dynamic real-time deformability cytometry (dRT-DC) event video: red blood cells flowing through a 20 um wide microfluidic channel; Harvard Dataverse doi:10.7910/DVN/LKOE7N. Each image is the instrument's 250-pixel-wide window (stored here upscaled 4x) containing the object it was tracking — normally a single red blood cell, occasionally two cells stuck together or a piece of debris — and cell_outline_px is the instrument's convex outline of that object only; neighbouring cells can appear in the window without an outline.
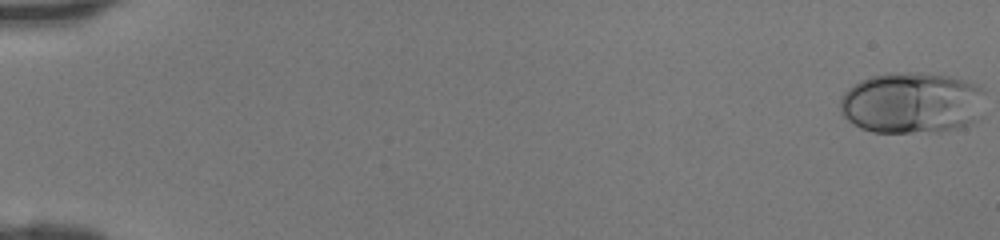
{"species": "human", "species_latin": "Homo sapiens", "temperature_condition": "room temperature", "stored_images_in_passage": 46, "camera_frame_rate_fps": 3000, "um_per_image_px": 0.085, "donor": {"sex": "female"}, "frame": {"image": 1, "passage_image": 1, "time_ms": 0.0, "image_size_px": [1000, 240], "cell_outline_px": [[984, 92], [980, 120], [964, 128], [940, 132], [872, 132], [860, 128], [848, 120], [840, 112], [840, 100], [844, 92], [848, 88], [860, 80], [872, 76], [892, 72], [920, 72], [956, 76], [976, 84], [984, 88]], "centroid_in_image_um": [77.57, 8.74], "position_along_channel_um": 7.4, "area_um2": 53.06}}
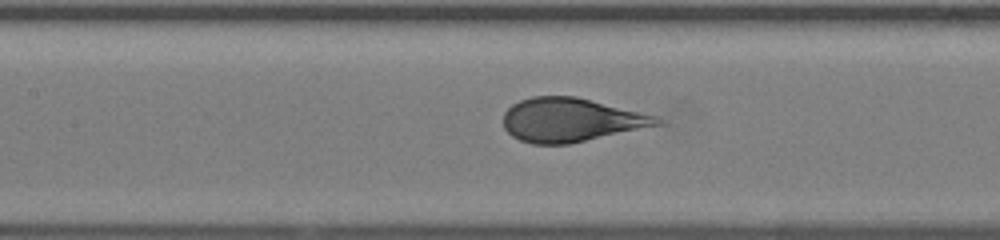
{"frame": {"image": 2, "passage_image": 23, "time_ms": 7.333, "image_size_px": [1000, 240], "cell_outline_px": [[664, 124], [568, 144], [532, 144], [520, 140], [512, 136], [504, 128], [504, 112], [512, 104], [520, 100], [532, 96], [576, 96], [656, 116], [664, 120]], "centroid_in_image_um": [48.51, 10.19], "position_along_channel_um": 158.9, "area_um2": 39.07}}
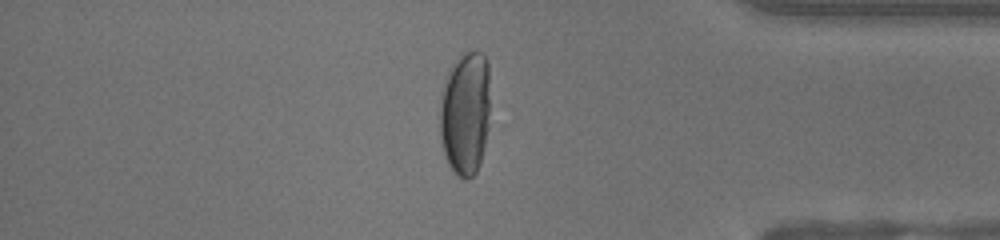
{"frame": {"image": 3, "passage_image": 40, "time_ms": 13.0, "image_size_px": [1000, 240], "cell_outline_px": [[496, 124], [476, 172], [468, 180], [460, 176], [448, 164], [444, 156], [440, 140], [440, 92], [448, 72], [460, 56], [464, 52], [484, 52], [488, 60]], "centroid_in_image_um": [39.68, 9.62], "position_along_channel_um": 395.5, "area_um2": 39.19}}